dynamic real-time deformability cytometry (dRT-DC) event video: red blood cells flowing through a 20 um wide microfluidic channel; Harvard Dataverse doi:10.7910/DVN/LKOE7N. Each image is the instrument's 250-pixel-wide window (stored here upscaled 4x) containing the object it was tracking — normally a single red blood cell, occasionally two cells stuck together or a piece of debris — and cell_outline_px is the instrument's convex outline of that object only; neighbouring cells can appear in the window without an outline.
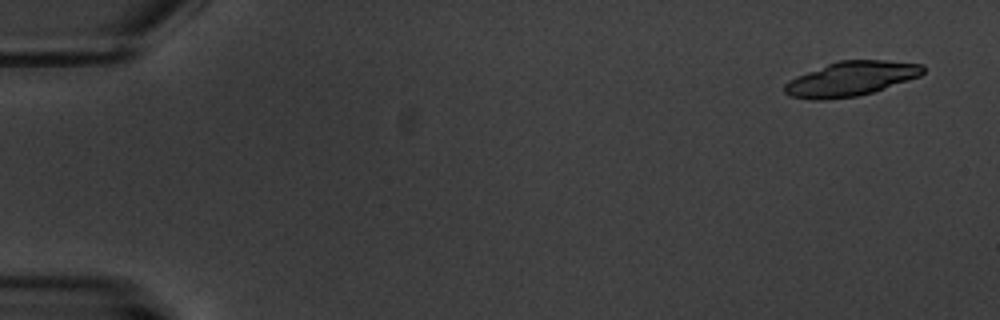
{"species": "common noctule bat (a hibernating species)", "species_latin": "Nyctalus noctula", "temperature_condition": "warm", "stored_images_in_passage": 6, "camera_frame_rate_fps": 3000, "um_per_image_px": 0.085, "animal": {"sex": "male", "body_mass_g": 20.1, "forearm_length_mm": 53.5}, "frame": {"image": 1, "passage_image": 1, "time_ms": 0.0, "image_size_px": [1000, 320], "cell_outline_px": [[924, 72], [920, 76], [872, 92], [856, 96], [824, 100], [812, 100], [788, 96], [784, 92], [784, 84], [788, 80], [796, 76], [828, 64], [840, 60], [884, 60], [924, 64]], "centroid_in_image_um": [72.3, 6.7], "position_along_channel_um": 12.7, "area_um2": 27.74}}